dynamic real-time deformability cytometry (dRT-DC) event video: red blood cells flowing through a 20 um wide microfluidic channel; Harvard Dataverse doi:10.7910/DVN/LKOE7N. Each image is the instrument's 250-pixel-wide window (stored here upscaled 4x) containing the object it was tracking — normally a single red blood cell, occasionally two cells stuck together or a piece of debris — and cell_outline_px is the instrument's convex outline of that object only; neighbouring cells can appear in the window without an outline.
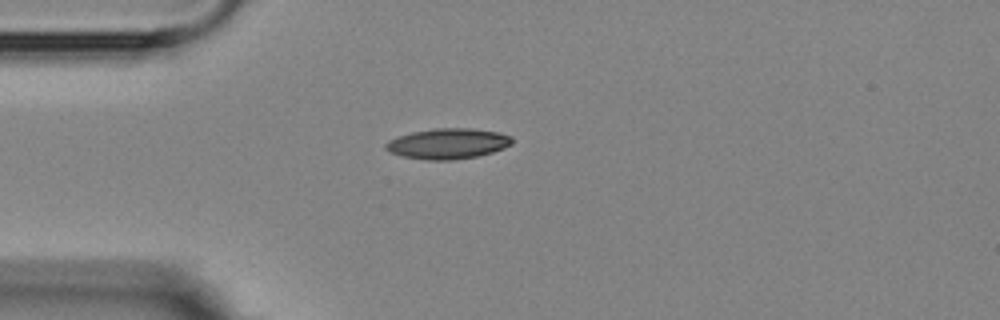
{"species": "Egyptian fruit bat (a non-hibernating species)", "species_latin": "Rousettus aegyptiacus", "temperature_condition": "room temperature", "stored_images_in_passage": 1, "camera_frame_rate_fps": 3000, "um_per_image_px": 0.085, "animal": {"sex": "female"}, "frame": {"image": 1, "passage_image": 1, "time_ms": 0.0, "image_size_px": [1000, 320], "cell_outline_px": [[512, 144], [504, 148], [492, 152], [476, 156], [452, 160], [424, 160], [404, 156], [392, 152], [384, 148], [384, 144], [388, 140], [396, 136], [412, 132], [436, 128], [472, 128], [500, 132], [512, 136]], "centroid_in_image_um": [38.07, 12.2], "position_along_channel_um": 46.9, "area_um2": 22.54}}